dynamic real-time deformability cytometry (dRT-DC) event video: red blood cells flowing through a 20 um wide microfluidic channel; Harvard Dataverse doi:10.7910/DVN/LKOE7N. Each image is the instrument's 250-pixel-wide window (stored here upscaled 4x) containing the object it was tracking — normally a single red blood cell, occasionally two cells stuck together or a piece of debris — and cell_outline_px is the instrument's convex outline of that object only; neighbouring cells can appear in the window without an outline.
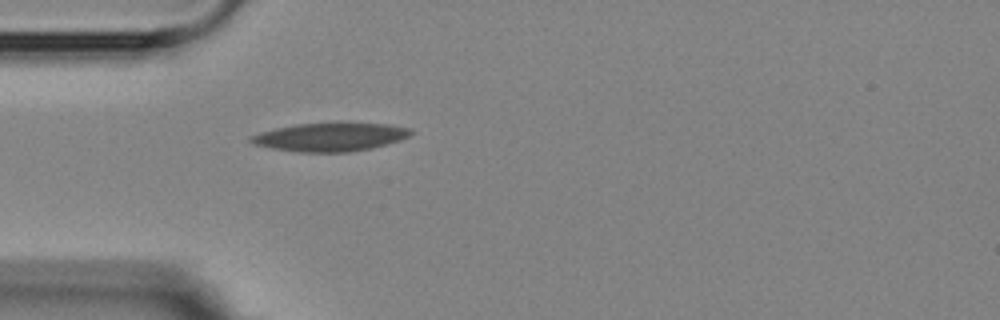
{"species": "Egyptian fruit bat (a non-hibernating species)", "species_latin": "Rousettus aegyptiacus", "temperature_condition": "room temperature", "stored_images_in_passage": 1, "camera_frame_rate_fps": 3000, "um_per_image_px": 0.085, "animal": {"sex": "female"}, "frame": {"image": 1, "passage_image": 1, "time_ms": 0.0, "image_size_px": [1000, 320], "cell_outline_px": [[412, 136], [400, 140], [372, 148], [348, 152], [296, 152], [272, 148], [252, 144], [248, 140], [248, 136], [260, 132], [276, 128], [296, 124], [336, 120], [344, 120], [388, 124], [412, 128]], "centroid_in_image_um": [28.1, 11.6], "position_along_channel_um": 56.9, "area_um2": 27.74}}